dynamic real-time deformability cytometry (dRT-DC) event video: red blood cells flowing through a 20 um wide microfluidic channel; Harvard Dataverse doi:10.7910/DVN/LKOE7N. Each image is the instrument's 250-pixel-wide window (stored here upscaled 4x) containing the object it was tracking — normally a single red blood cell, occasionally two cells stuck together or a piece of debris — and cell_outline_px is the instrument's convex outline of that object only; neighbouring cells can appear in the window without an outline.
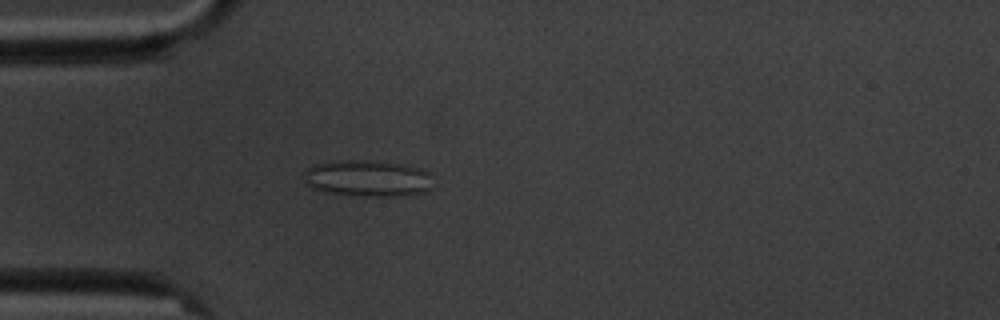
{"species": "common noctule bat (a hibernating species)", "species_latin": "Nyctalus noctula", "temperature_condition": "cold", "stored_images_in_passage": 5, "camera_frame_rate_fps": 3000, "um_per_image_px": 0.085, "animal": {"sex": "male", "body_mass_g": 20.1, "forearm_length_mm": 53.5}, "frame": {"image": 1, "passage_image": 5, "time_ms": 4.667, "image_size_px": [1000, 320], "cell_outline_px": [[428, 188], [424, 192], [408, 196], [376, 196], [324, 192], [312, 188], [304, 180], [304, 172], [312, 164], [348, 160], [372, 160], [420, 168], [428, 172]], "centroid_in_image_um": [31.19, 15.16], "position_along_channel_um": 53.8, "area_um2": 26.93}}